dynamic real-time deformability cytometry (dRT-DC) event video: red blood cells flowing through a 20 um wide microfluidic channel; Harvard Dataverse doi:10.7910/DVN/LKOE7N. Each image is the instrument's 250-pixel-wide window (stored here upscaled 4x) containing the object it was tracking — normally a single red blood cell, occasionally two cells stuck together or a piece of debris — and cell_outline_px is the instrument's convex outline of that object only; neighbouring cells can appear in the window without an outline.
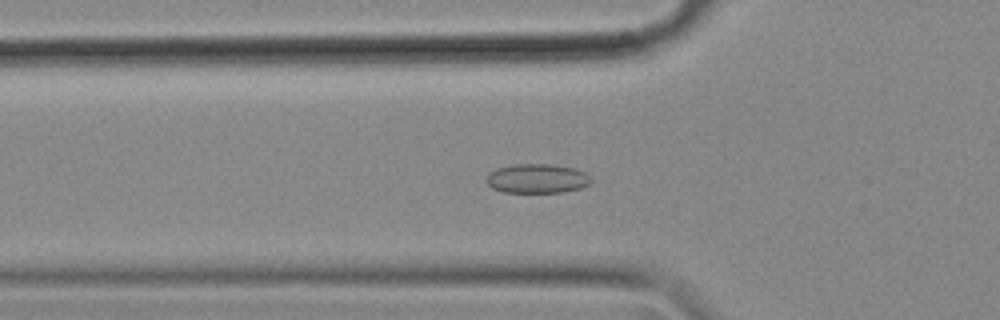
{"species": "common noctule bat (a hibernating species)", "species_latin": "Nyctalus noctula", "temperature_condition": "cold", "stored_images_in_passage": 57, "camera_frame_rate_fps": 3000, "um_per_image_px": 0.085, "animal": {"sex": "female", "body_mass_g": 18.4}, "frame": {"image": 1, "passage_image": 19, "time_ms": 6.0, "image_size_px": [1000, 320], "cell_outline_px": [[592, 180], [588, 184], [580, 188], [564, 192], [504, 192], [492, 188], [484, 180], [488, 172], [496, 168], [512, 164], [552, 164], [576, 168], [584, 172]], "centroid_in_image_um": [45.61, 15.16], "position_along_channel_um": 80.2, "area_um2": 18.03}}
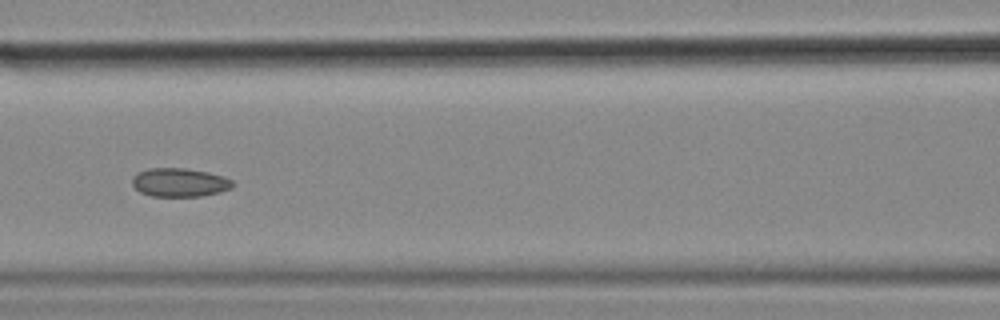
{"frame": {"image": 2, "passage_image": 25, "time_ms": 8.0, "image_size_px": [1000, 320], "cell_outline_px": [[232, 188], [220, 192], [200, 196], [152, 196], [140, 192], [132, 184], [132, 176], [136, 172], [148, 168], [184, 168], [208, 172], [224, 176], [232, 180]], "centroid_in_image_um": [15.24, 15.5], "position_along_channel_um": 151.4, "area_um2": 16.82}}
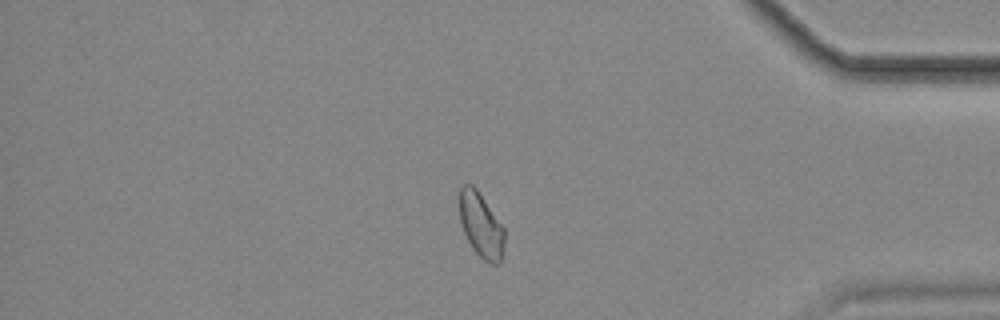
{"frame": {"image": 3, "passage_image": 48, "time_ms": 15.667, "image_size_px": [1000, 320], "cell_outline_px": [[504, 244], [500, 264], [492, 264], [484, 260], [472, 248], [464, 232], [460, 220], [460, 188], [464, 184], [472, 184], [476, 188], [504, 228]], "centroid_in_image_um": [40.89, 19.15], "position_along_channel_um": 394.3, "area_um2": 16.7}, "authors_computed_cell_mechanics": {"area_um2": 17.34, "velocity_mm_per_s": 3.5422, "shape_relaxation_time_tau1_ms": null, "shape_relaxation_time_tau2_ms": 3.3176, "deformation_change_tau1": null, "deformation_change_tau2": 0.0706}}